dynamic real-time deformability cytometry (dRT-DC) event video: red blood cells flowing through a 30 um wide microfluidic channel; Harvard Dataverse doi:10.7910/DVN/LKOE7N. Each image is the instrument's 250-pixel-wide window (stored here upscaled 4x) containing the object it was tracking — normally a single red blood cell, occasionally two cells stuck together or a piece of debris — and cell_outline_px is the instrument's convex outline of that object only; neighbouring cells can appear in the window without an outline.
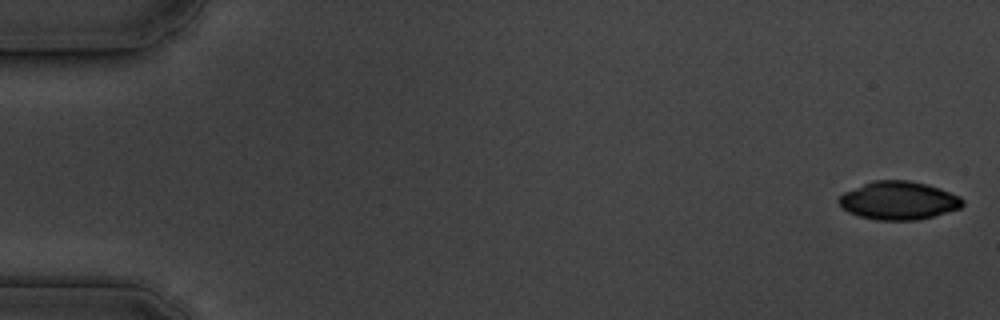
{"species": "common noctule bat (a hibernating species)", "species_latin": "Nyctalus noctula", "temperature_condition": "cold", "stored_images_in_passage": 55, "camera_frame_rate_fps": 3000, "um_per_image_px": 0.085, "animal": {"sex": "male", "body_mass_g": 19.5, "forearm_length_mm": 54.6}, "frame": {"image": 1, "passage_image": 1, "time_ms": 0.0, "image_size_px": [1000, 320], "cell_outline_px": [[964, 204], [960, 208], [932, 216], [916, 220], [876, 220], [860, 216], [848, 212], [836, 200], [844, 192], [872, 180], [908, 180], [940, 188], [960, 196], [964, 200]], "centroid_in_image_um": [76.37, 17.04], "position_along_channel_um": 8.6, "area_um2": 27.46}}
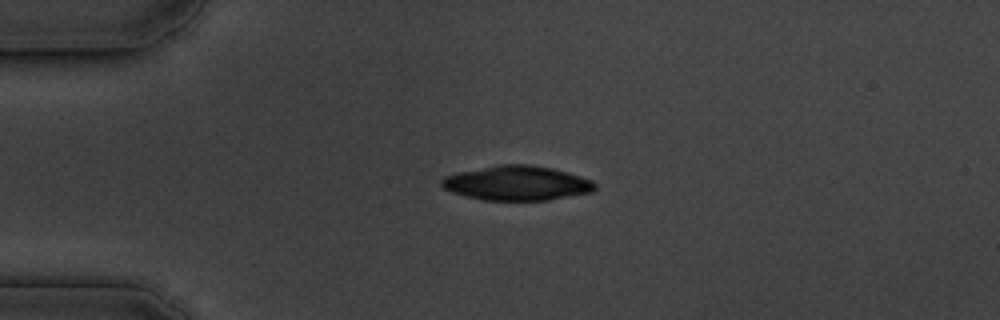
{"frame": {"image": 2, "passage_image": 13, "time_ms": 4.0, "image_size_px": [1000, 320], "cell_outline_px": [[596, 188], [592, 192], [548, 200], [484, 200], [452, 192], [444, 188], [440, 184], [440, 180], [444, 176], [456, 172], [500, 164], [528, 164], [552, 168], [568, 172], [592, 180], [596, 184]], "centroid_in_image_um": [43.93, 15.56], "position_along_channel_um": 41.1, "area_um2": 30.92}}
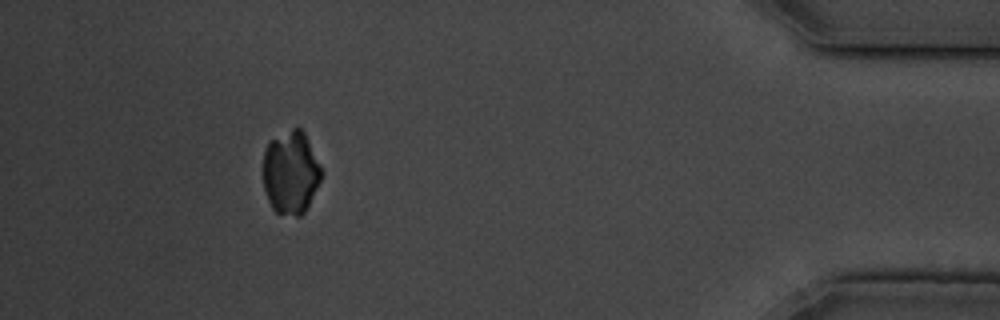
{"frame": {"image": 3, "passage_image": 50, "time_ms": 16.333, "image_size_px": [1000, 320], "cell_outline_px": [[324, 172], [304, 212], [300, 216], [296, 216], [276, 212], [272, 208], [268, 200], [264, 188], [264, 148], [272, 140], [292, 128], [300, 128], [304, 132]], "centroid_in_image_um": [24.72, 14.66], "position_along_channel_um": 410.5, "area_um2": 27.86}}